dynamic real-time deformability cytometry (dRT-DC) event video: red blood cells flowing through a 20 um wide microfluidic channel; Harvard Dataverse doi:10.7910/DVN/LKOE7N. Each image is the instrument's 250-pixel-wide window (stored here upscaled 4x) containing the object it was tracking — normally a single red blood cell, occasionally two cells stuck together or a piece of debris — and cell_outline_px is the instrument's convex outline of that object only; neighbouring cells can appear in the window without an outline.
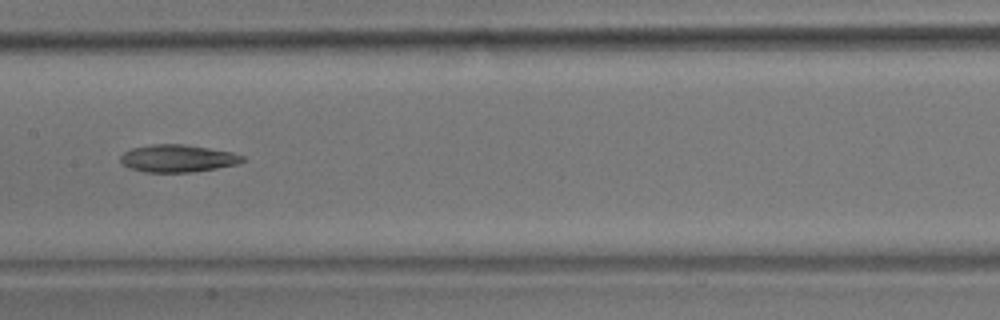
{"species": "common noctule bat (a hibernating species)", "species_latin": "Nyctalus noctula", "temperature_condition": "room temperature", "stored_images_in_passage": 9, "camera_frame_rate_fps": 3000, "um_per_image_px": 0.085, "animal": {"sex": "male", "body_mass_g": 17.9}, "frame": {"image": 1, "passage_image": 6, "time_ms": 5.667, "image_size_px": [1000, 320], "cell_outline_px": [[248, 160], [236, 164], [216, 168], [192, 172], [144, 172], [128, 168], [120, 160], [120, 156], [124, 152], [132, 148], [152, 144], [184, 144], [232, 152], [244, 156]], "centroid_in_image_um": [15.11, 13.46], "position_along_channel_um": 192.3, "area_um2": 19.54}}
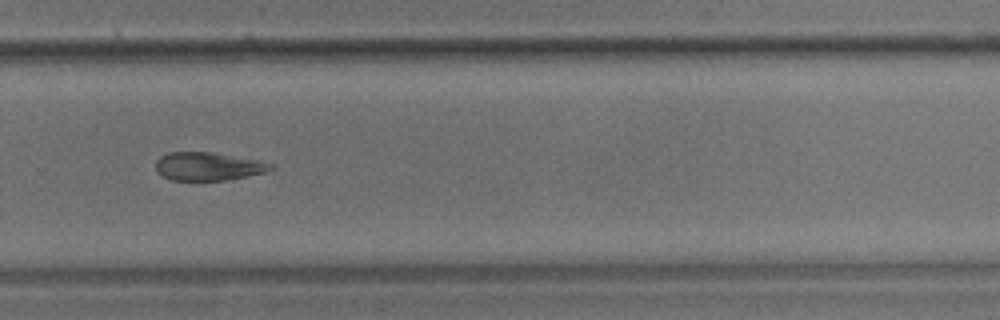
{"frame": {"image": 2, "passage_image": 9, "time_ms": 9.0, "image_size_px": [1000, 320], "cell_outline_px": [[276, 168], [264, 172], [224, 180], [168, 180], [160, 176], [156, 172], [156, 160], [160, 156], [168, 152], [208, 152], [256, 160], [272, 164]], "centroid_in_image_um": [17.6, 14.15], "position_along_channel_um": 312.2, "area_um2": 18.73}}